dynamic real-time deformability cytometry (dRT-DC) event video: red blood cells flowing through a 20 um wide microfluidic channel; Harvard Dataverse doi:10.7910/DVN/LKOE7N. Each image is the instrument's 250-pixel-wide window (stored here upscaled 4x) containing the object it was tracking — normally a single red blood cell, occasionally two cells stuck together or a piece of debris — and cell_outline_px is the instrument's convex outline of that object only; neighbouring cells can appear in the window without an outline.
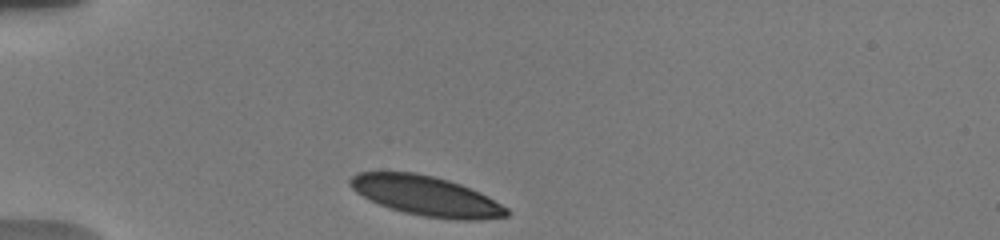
{"species": "human", "species_latin": "Homo sapiens", "temperature_condition": "warm", "stored_images_in_passage": 34, "camera_frame_rate_fps": 3000, "um_per_image_px": 0.085, "donor": {"sex": "male"}, "frame": {"image": 1, "passage_image": 1, "time_ms": 0.0, "image_size_px": [1000, 240], "cell_outline_px": [[508, 216], [476, 220], [460, 220], [424, 216], [404, 212], [380, 204], [356, 192], [348, 184], [348, 180], [356, 172], [412, 172], [432, 176], [448, 180], [460, 184], [480, 192], [488, 196], [508, 208]], "centroid_in_image_um": [36.23, 16.64], "position_along_channel_um": 48.8, "area_um2": 35.89}}
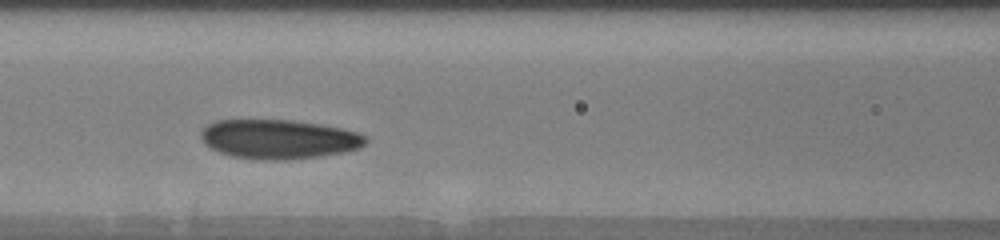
{"frame": {"image": 2, "passage_image": 10, "time_ms": 3.333, "image_size_px": [1000, 240], "cell_outline_px": [[368, 140], [360, 148], [320, 156], [288, 160], [264, 160], [232, 156], [220, 152], [204, 144], [200, 136], [200, 132], [208, 124], [216, 120], [292, 120], [340, 128], [356, 132], [364, 136]], "centroid_in_image_um": [23.66, 11.83], "position_along_channel_um": 142.9, "area_um2": 37.45}}
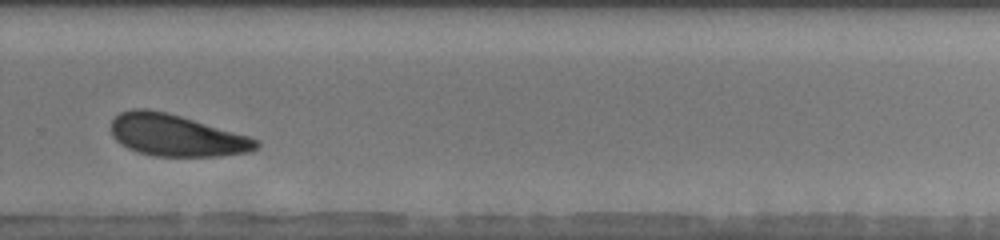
{"frame": {"image": 3, "passage_image": 21, "time_ms": 8.0, "image_size_px": [1000, 240], "cell_outline_px": [[260, 148], [252, 152], [220, 156], [152, 156], [128, 148], [120, 144], [112, 136], [112, 120], [120, 112], [132, 108], [148, 108], [168, 112], [248, 136], [260, 140]], "centroid_in_image_um": [15.0, 11.5], "position_along_channel_um": 314.8, "area_um2": 35.55}, "authors_computed_cell_mechanics": {"area_um2": 36.5007, "velocity_mm_per_s": 3.6888, "shape_relaxation_time_tau1_ms": 2.4637, "shape_relaxation_time_tau2_ms": 6.7756, "deformation_change_tau1": 0.0905, "deformation_change_tau2": 0.1308}}